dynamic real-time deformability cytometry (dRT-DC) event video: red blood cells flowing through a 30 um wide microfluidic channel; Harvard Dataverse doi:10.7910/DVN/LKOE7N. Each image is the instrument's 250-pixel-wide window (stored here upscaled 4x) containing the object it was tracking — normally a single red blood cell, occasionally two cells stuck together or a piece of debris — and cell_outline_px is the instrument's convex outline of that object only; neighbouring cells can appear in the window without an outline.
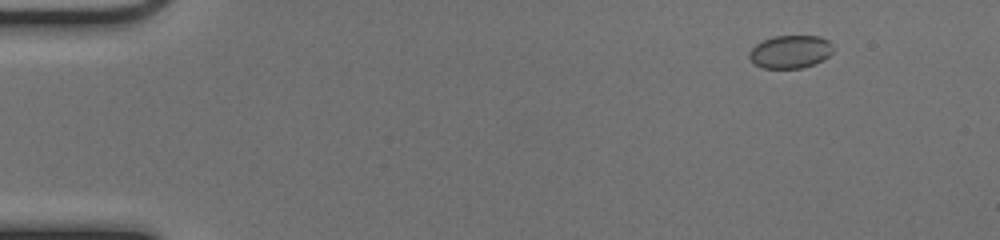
{"species": "common noctule bat (a hibernating species)", "species_latin": "Nyctalus noctula", "temperature_condition": "cold", "stored_images_in_passage": 54, "camera_frame_rate_fps": 3000, "um_per_image_px": 0.085, "animal": {"sex": "female", "body_mass_g": 17.0, "forearm_length_mm": 48.0}, "frame": {"image": 1, "passage_image": 7, "time_ms": 2.0, "image_size_px": [1000, 240], "cell_outline_px": [[832, 52], [824, 60], [800, 68], [760, 68], [752, 64], [748, 56], [748, 52], [756, 44], [764, 40], [776, 36], [820, 36], [828, 40], [832, 44]], "centroid_in_image_um": [67.14, 4.41], "position_along_channel_um": 17.9, "area_um2": 16.18}}
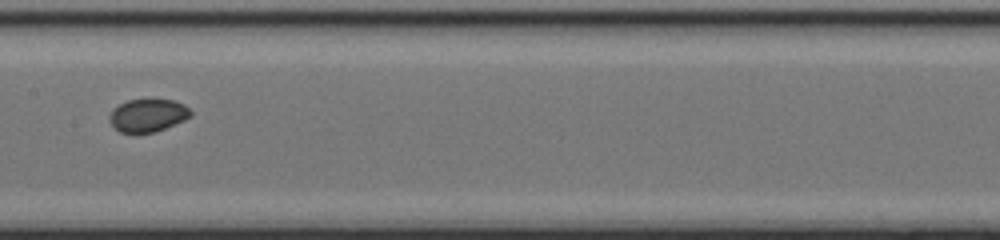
{"frame": {"image": 2, "passage_image": 29, "time_ms": 9.333, "image_size_px": [1000, 240], "cell_outline_px": [[192, 116], [184, 120], [156, 132], [136, 136], [120, 132], [108, 120], [108, 116], [112, 108], [128, 100], [148, 96], [176, 100], [184, 104], [192, 112]], "centroid_in_image_um": [12.55, 9.79], "position_along_channel_um": 194.9, "area_um2": 16.7}}
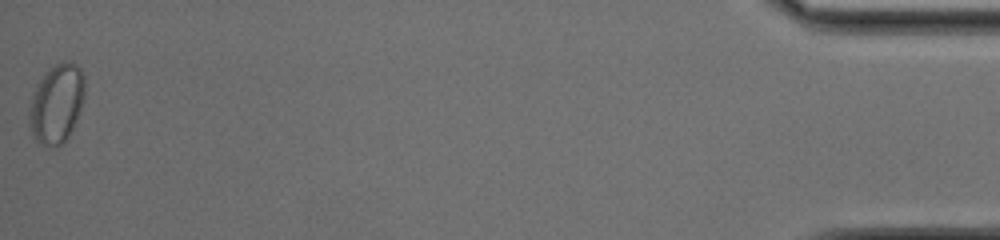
{"frame": {"image": 3, "passage_image": 54, "time_ms": 17.667, "image_size_px": [1000, 240], "cell_outline_px": [[84, 100], [76, 120], [68, 136], [60, 144], [52, 148], [36, 140], [32, 136], [28, 124], [28, 112], [32, 92], [36, 84], [44, 72], [48, 68], [64, 60], [72, 60], [80, 68], [84, 76]], "centroid_in_image_um": [4.78, 8.76], "position_along_channel_um": 430.4, "area_um2": 26.01}, "authors_computed_cell_mechanics": {"area_um2": 16.2996, "velocity_mm_per_s": 3.9679, "shape_relaxation_time_tau1_ms": null, "shape_relaxation_time_tau2_ms": 2.8976, "deformation_change_tau1": null, "deformation_change_tau2": 0.0294}}